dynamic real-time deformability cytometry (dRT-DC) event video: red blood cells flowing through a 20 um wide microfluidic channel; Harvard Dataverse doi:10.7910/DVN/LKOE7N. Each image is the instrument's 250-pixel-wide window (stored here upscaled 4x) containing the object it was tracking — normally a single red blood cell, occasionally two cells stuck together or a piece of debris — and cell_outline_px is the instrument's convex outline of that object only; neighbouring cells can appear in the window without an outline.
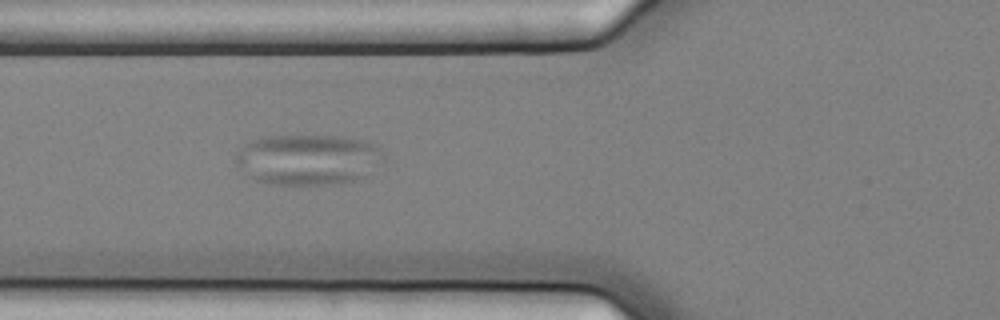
{"species": "common noctule bat (a hibernating species)", "species_latin": "Nyctalus noctula", "temperature_condition": "cold", "stored_images_in_passage": 8, "camera_frame_rate_fps": 3000, "um_per_image_px": 0.085, "animal": {"sex": "female", "body_mass_g": 25.1}, "frame": {"image": 1, "passage_image": 8, "time_ms": 2.333, "image_size_px": [1000, 320], "cell_outline_px": [[384, 160], [380, 164], [364, 176], [356, 180], [332, 184], [268, 184], [256, 180], [248, 176], [236, 164], [236, 152], [244, 144], [252, 140], [268, 136], [332, 136], [360, 140], [380, 148]], "centroid_in_image_um": [26.14, 13.57], "position_along_channel_um": 99.7, "area_um2": 43.29}}